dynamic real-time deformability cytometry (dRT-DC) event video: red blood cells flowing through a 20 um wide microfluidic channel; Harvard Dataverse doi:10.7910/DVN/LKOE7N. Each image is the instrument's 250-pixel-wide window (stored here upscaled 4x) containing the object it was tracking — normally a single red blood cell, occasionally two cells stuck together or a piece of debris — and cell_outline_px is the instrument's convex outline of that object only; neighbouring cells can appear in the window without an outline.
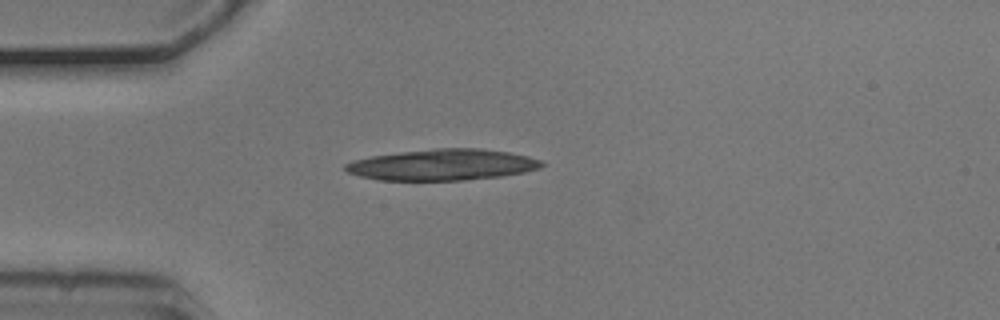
{"species": "common noctule bat (a hibernating species)", "species_latin": "Nyctalus noctula", "temperature_condition": "cold", "stored_images_in_passage": 1, "camera_frame_rate_fps": 3000, "um_per_image_px": 0.085, "animal": {"sex": "male", "body_mass_g": 20.5, "forearm_length_mm": 52.5}, "frame": {"image": 1, "passage_image": 1, "time_ms": 0.0, "image_size_px": [1000, 320], "cell_outline_px": [[544, 164], [540, 168], [524, 172], [500, 176], [464, 180], [376, 180], [360, 176], [348, 172], [344, 168], [344, 164], [352, 160], [372, 156], [436, 148], [480, 148], [508, 152], [528, 156], [540, 160]], "centroid_in_image_um": [37.6, 14.01], "position_along_channel_um": 47.4, "area_um2": 35.43}}